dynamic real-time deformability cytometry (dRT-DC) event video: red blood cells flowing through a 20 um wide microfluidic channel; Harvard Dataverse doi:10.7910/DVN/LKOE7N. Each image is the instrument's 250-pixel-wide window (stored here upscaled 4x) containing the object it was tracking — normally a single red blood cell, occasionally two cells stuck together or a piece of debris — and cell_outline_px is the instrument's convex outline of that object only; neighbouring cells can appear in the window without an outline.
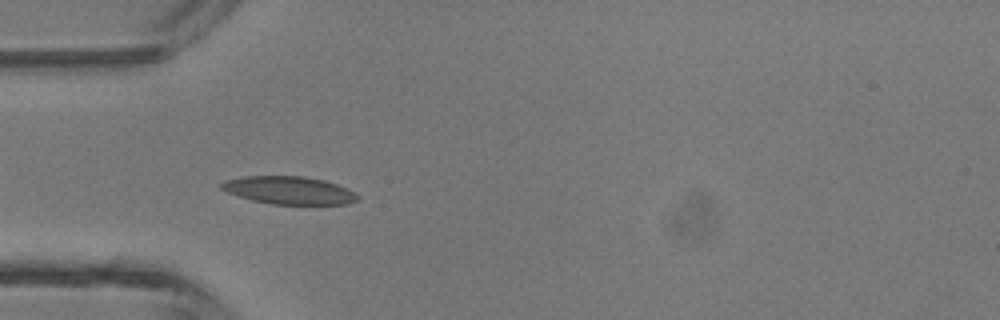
{"species": "common noctule bat (a hibernating species)", "species_latin": "Nyctalus noctula", "temperature_condition": "room temperature", "stored_images_in_passage": 5, "camera_frame_rate_fps": 3000, "um_per_image_px": 0.085, "animal": {"sex": "male", "body_mass_g": 13.3}, "frame": {"image": 1, "passage_image": 4, "time_ms": 3.667, "image_size_px": [1000, 320], "cell_outline_px": [[360, 196], [356, 200], [348, 204], [272, 204], [252, 200], [228, 192], [220, 188], [220, 184], [224, 180], [244, 176], [304, 176], [324, 180], [348, 188], [356, 192]], "centroid_in_image_um": [24.59, 16.17], "position_along_channel_um": 60.4, "area_um2": 22.08}}
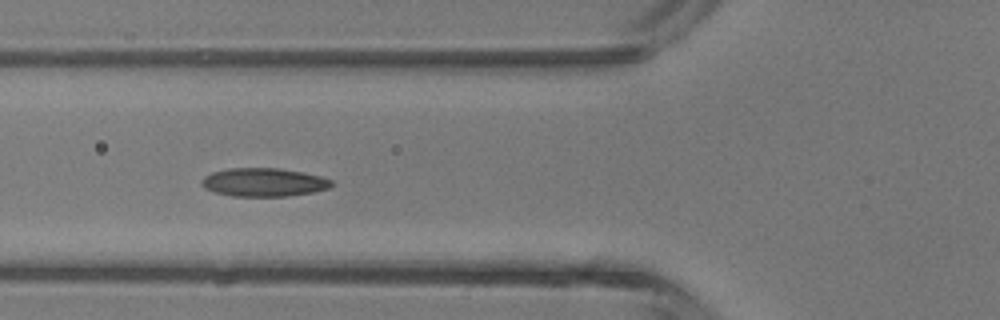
{"frame": {"image": 2, "passage_image": 5, "time_ms": 4.667, "image_size_px": [1000, 320], "cell_outline_px": [[332, 184], [328, 188], [312, 192], [288, 196], [232, 196], [212, 192], [204, 188], [200, 184], [200, 180], [204, 176], [212, 172], [228, 168], [280, 168], [320, 176], [332, 180]], "centroid_in_image_um": [22.35, 15.49], "position_along_channel_um": 103.5, "area_um2": 21.56}}